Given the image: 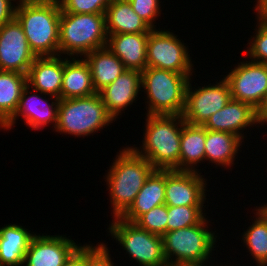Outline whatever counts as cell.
Masks as SVG:
<instances>
[{
  "mask_svg": "<svg viewBox=\"0 0 267 266\" xmlns=\"http://www.w3.org/2000/svg\"><path fill=\"white\" fill-rule=\"evenodd\" d=\"M130 261L139 266H168L164 256L162 236L140 228L136 223L115 217L107 228ZM122 246V247H121Z\"/></svg>",
  "mask_w": 267,
  "mask_h": 266,
  "instance_id": "ba28073f",
  "label": "cell"
},
{
  "mask_svg": "<svg viewBox=\"0 0 267 266\" xmlns=\"http://www.w3.org/2000/svg\"><path fill=\"white\" fill-rule=\"evenodd\" d=\"M107 48L129 70L143 71L147 67L149 33L107 34Z\"/></svg>",
  "mask_w": 267,
  "mask_h": 266,
  "instance_id": "d6986e66",
  "label": "cell"
},
{
  "mask_svg": "<svg viewBox=\"0 0 267 266\" xmlns=\"http://www.w3.org/2000/svg\"><path fill=\"white\" fill-rule=\"evenodd\" d=\"M205 206H167V232L199 224L209 213ZM204 210V211H203Z\"/></svg>",
  "mask_w": 267,
  "mask_h": 266,
  "instance_id": "f1b7e54d",
  "label": "cell"
},
{
  "mask_svg": "<svg viewBox=\"0 0 267 266\" xmlns=\"http://www.w3.org/2000/svg\"><path fill=\"white\" fill-rule=\"evenodd\" d=\"M167 205L162 204L141 215L134 223L146 231L163 236L167 232Z\"/></svg>",
  "mask_w": 267,
  "mask_h": 266,
  "instance_id": "f546056e",
  "label": "cell"
},
{
  "mask_svg": "<svg viewBox=\"0 0 267 266\" xmlns=\"http://www.w3.org/2000/svg\"><path fill=\"white\" fill-rule=\"evenodd\" d=\"M202 172L165 170L167 206H206L208 187ZM207 185V186H206Z\"/></svg>",
  "mask_w": 267,
  "mask_h": 266,
  "instance_id": "4fadbf2b",
  "label": "cell"
},
{
  "mask_svg": "<svg viewBox=\"0 0 267 266\" xmlns=\"http://www.w3.org/2000/svg\"><path fill=\"white\" fill-rule=\"evenodd\" d=\"M192 83L190 78L182 116L189 124L203 125L210 116L221 110L232 99L230 86L224 77L215 84L214 82L204 86L195 84L193 87Z\"/></svg>",
  "mask_w": 267,
  "mask_h": 266,
  "instance_id": "30bf717a",
  "label": "cell"
},
{
  "mask_svg": "<svg viewBox=\"0 0 267 266\" xmlns=\"http://www.w3.org/2000/svg\"><path fill=\"white\" fill-rule=\"evenodd\" d=\"M95 93L91 70L85 59L63 56L60 99L87 97Z\"/></svg>",
  "mask_w": 267,
  "mask_h": 266,
  "instance_id": "ffe728a7",
  "label": "cell"
},
{
  "mask_svg": "<svg viewBox=\"0 0 267 266\" xmlns=\"http://www.w3.org/2000/svg\"><path fill=\"white\" fill-rule=\"evenodd\" d=\"M136 14L152 28L156 29V20L162 13L160 0H128ZM155 23V24H154Z\"/></svg>",
  "mask_w": 267,
  "mask_h": 266,
  "instance_id": "d6a6232c",
  "label": "cell"
},
{
  "mask_svg": "<svg viewBox=\"0 0 267 266\" xmlns=\"http://www.w3.org/2000/svg\"><path fill=\"white\" fill-rule=\"evenodd\" d=\"M162 204H165V170L155 169L120 218L135 222L141 215Z\"/></svg>",
  "mask_w": 267,
  "mask_h": 266,
  "instance_id": "44dd1931",
  "label": "cell"
},
{
  "mask_svg": "<svg viewBox=\"0 0 267 266\" xmlns=\"http://www.w3.org/2000/svg\"><path fill=\"white\" fill-rule=\"evenodd\" d=\"M106 243L89 244V266H116Z\"/></svg>",
  "mask_w": 267,
  "mask_h": 266,
  "instance_id": "836d02e7",
  "label": "cell"
},
{
  "mask_svg": "<svg viewBox=\"0 0 267 266\" xmlns=\"http://www.w3.org/2000/svg\"><path fill=\"white\" fill-rule=\"evenodd\" d=\"M18 1L19 0H0V27L15 18Z\"/></svg>",
  "mask_w": 267,
  "mask_h": 266,
  "instance_id": "d590c367",
  "label": "cell"
},
{
  "mask_svg": "<svg viewBox=\"0 0 267 266\" xmlns=\"http://www.w3.org/2000/svg\"><path fill=\"white\" fill-rule=\"evenodd\" d=\"M88 63L95 91L98 93L120 76L126 68L107 47L95 49L84 56Z\"/></svg>",
  "mask_w": 267,
  "mask_h": 266,
  "instance_id": "484cf974",
  "label": "cell"
},
{
  "mask_svg": "<svg viewBox=\"0 0 267 266\" xmlns=\"http://www.w3.org/2000/svg\"><path fill=\"white\" fill-rule=\"evenodd\" d=\"M105 13L74 14L61 11L59 55L84 57L107 46Z\"/></svg>",
  "mask_w": 267,
  "mask_h": 266,
  "instance_id": "5b68a950",
  "label": "cell"
},
{
  "mask_svg": "<svg viewBox=\"0 0 267 266\" xmlns=\"http://www.w3.org/2000/svg\"><path fill=\"white\" fill-rule=\"evenodd\" d=\"M259 207L266 213V215H267V203H265V204H263V205H261L260 206V204H259Z\"/></svg>",
  "mask_w": 267,
  "mask_h": 266,
  "instance_id": "ab89813d",
  "label": "cell"
},
{
  "mask_svg": "<svg viewBox=\"0 0 267 266\" xmlns=\"http://www.w3.org/2000/svg\"><path fill=\"white\" fill-rule=\"evenodd\" d=\"M7 224L0 227V265L23 266L25 253L36 234L26 226Z\"/></svg>",
  "mask_w": 267,
  "mask_h": 266,
  "instance_id": "7402d4cb",
  "label": "cell"
},
{
  "mask_svg": "<svg viewBox=\"0 0 267 266\" xmlns=\"http://www.w3.org/2000/svg\"><path fill=\"white\" fill-rule=\"evenodd\" d=\"M247 59L237 62L223 77L229 83L232 99L251 104L258 110L267 93V64Z\"/></svg>",
  "mask_w": 267,
  "mask_h": 266,
  "instance_id": "8fae6325",
  "label": "cell"
},
{
  "mask_svg": "<svg viewBox=\"0 0 267 266\" xmlns=\"http://www.w3.org/2000/svg\"><path fill=\"white\" fill-rule=\"evenodd\" d=\"M39 93V94H38ZM42 95V96H41ZM48 97V98H47ZM51 100V103L49 102ZM59 99L46 95L30 86H26L22 92L18 108L13 117L1 128L3 131H10L16 126V121L21 116L26 127L38 131L49 127L56 128L58 121Z\"/></svg>",
  "mask_w": 267,
  "mask_h": 266,
  "instance_id": "7c38bea8",
  "label": "cell"
},
{
  "mask_svg": "<svg viewBox=\"0 0 267 266\" xmlns=\"http://www.w3.org/2000/svg\"><path fill=\"white\" fill-rule=\"evenodd\" d=\"M145 121L141 146L130 147L155 169L179 171L183 116L146 114Z\"/></svg>",
  "mask_w": 267,
  "mask_h": 266,
  "instance_id": "3957f363",
  "label": "cell"
},
{
  "mask_svg": "<svg viewBox=\"0 0 267 266\" xmlns=\"http://www.w3.org/2000/svg\"><path fill=\"white\" fill-rule=\"evenodd\" d=\"M105 22L107 34L150 33L152 30L128 0H112L105 12Z\"/></svg>",
  "mask_w": 267,
  "mask_h": 266,
  "instance_id": "d4e9b609",
  "label": "cell"
},
{
  "mask_svg": "<svg viewBox=\"0 0 267 266\" xmlns=\"http://www.w3.org/2000/svg\"><path fill=\"white\" fill-rule=\"evenodd\" d=\"M258 118L263 127L267 125V93L264 98L262 106L257 110Z\"/></svg>",
  "mask_w": 267,
  "mask_h": 266,
  "instance_id": "74e56055",
  "label": "cell"
},
{
  "mask_svg": "<svg viewBox=\"0 0 267 266\" xmlns=\"http://www.w3.org/2000/svg\"><path fill=\"white\" fill-rule=\"evenodd\" d=\"M254 35L248 39L246 57L252 61L267 64V28L257 21Z\"/></svg>",
  "mask_w": 267,
  "mask_h": 266,
  "instance_id": "4dcf8cb0",
  "label": "cell"
},
{
  "mask_svg": "<svg viewBox=\"0 0 267 266\" xmlns=\"http://www.w3.org/2000/svg\"><path fill=\"white\" fill-rule=\"evenodd\" d=\"M193 75L146 67L141 72V92L146 94L145 109L149 115H182L186 88Z\"/></svg>",
  "mask_w": 267,
  "mask_h": 266,
  "instance_id": "277c9868",
  "label": "cell"
},
{
  "mask_svg": "<svg viewBox=\"0 0 267 266\" xmlns=\"http://www.w3.org/2000/svg\"><path fill=\"white\" fill-rule=\"evenodd\" d=\"M141 91V71L126 69L111 84L98 93L106 107L107 112L114 118L125 114L128 107L137 103Z\"/></svg>",
  "mask_w": 267,
  "mask_h": 266,
  "instance_id": "e0dca14e",
  "label": "cell"
},
{
  "mask_svg": "<svg viewBox=\"0 0 267 266\" xmlns=\"http://www.w3.org/2000/svg\"><path fill=\"white\" fill-rule=\"evenodd\" d=\"M60 15L58 0L18 1L15 18L36 57L59 55Z\"/></svg>",
  "mask_w": 267,
  "mask_h": 266,
  "instance_id": "7a4b0ae2",
  "label": "cell"
},
{
  "mask_svg": "<svg viewBox=\"0 0 267 266\" xmlns=\"http://www.w3.org/2000/svg\"><path fill=\"white\" fill-rule=\"evenodd\" d=\"M242 139L233 133L206 130L205 162L230 170L233 167L239 151L243 147ZM241 146V147H240ZM237 156V157H236Z\"/></svg>",
  "mask_w": 267,
  "mask_h": 266,
  "instance_id": "603a6c76",
  "label": "cell"
},
{
  "mask_svg": "<svg viewBox=\"0 0 267 266\" xmlns=\"http://www.w3.org/2000/svg\"><path fill=\"white\" fill-rule=\"evenodd\" d=\"M209 223L207 216L197 225L166 232L162 236L168 266L200 263L214 258L211 256H214L213 251L216 250L220 237L217 236L216 230L211 229L212 224Z\"/></svg>",
  "mask_w": 267,
  "mask_h": 266,
  "instance_id": "8992f818",
  "label": "cell"
},
{
  "mask_svg": "<svg viewBox=\"0 0 267 266\" xmlns=\"http://www.w3.org/2000/svg\"><path fill=\"white\" fill-rule=\"evenodd\" d=\"M70 236L40 235L33 236L25 253L23 266H62L71 254L81 245ZM77 243V244H76Z\"/></svg>",
  "mask_w": 267,
  "mask_h": 266,
  "instance_id": "9a60e30c",
  "label": "cell"
},
{
  "mask_svg": "<svg viewBox=\"0 0 267 266\" xmlns=\"http://www.w3.org/2000/svg\"><path fill=\"white\" fill-rule=\"evenodd\" d=\"M122 148L103 176L109 191L112 218L120 217L130 207L143 184L155 170L146 158L137 154L129 145Z\"/></svg>",
  "mask_w": 267,
  "mask_h": 266,
  "instance_id": "6da1fadb",
  "label": "cell"
},
{
  "mask_svg": "<svg viewBox=\"0 0 267 266\" xmlns=\"http://www.w3.org/2000/svg\"><path fill=\"white\" fill-rule=\"evenodd\" d=\"M206 129L202 125L184 122L180 141L179 171L201 172L197 169L205 164ZM200 163V165H199Z\"/></svg>",
  "mask_w": 267,
  "mask_h": 266,
  "instance_id": "cb8c5ba5",
  "label": "cell"
},
{
  "mask_svg": "<svg viewBox=\"0 0 267 266\" xmlns=\"http://www.w3.org/2000/svg\"><path fill=\"white\" fill-rule=\"evenodd\" d=\"M211 261V262H210ZM212 261L215 262V259L213 260H208V261H204V262H200V263H186V264H177L174 266H215L214 262L212 263ZM211 263V264H210ZM216 266H219V264H217ZM220 266H223L222 263L220 264ZM224 266H227L226 264Z\"/></svg>",
  "mask_w": 267,
  "mask_h": 266,
  "instance_id": "f35d334b",
  "label": "cell"
},
{
  "mask_svg": "<svg viewBox=\"0 0 267 266\" xmlns=\"http://www.w3.org/2000/svg\"><path fill=\"white\" fill-rule=\"evenodd\" d=\"M254 13L256 14L255 20L267 28V0H256L254 1Z\"/></svg>",
  "mask_w": 267,
  "mask_h": 266,
  "instance_id": "8d00e7d4",
  "label": "cell"
},
{
  "mask_svg": "<svg viewBox=\"0 0 267 266\" xmlns=\"http://www.w3.org/2000/svg\"><path fill=\"white\" fill-rule=\"evenodd\" d=\"M61 11L74 14L105 13L112 0H58Z\"/></svg>",
  "mask_w": 267,
  "mask_h": 266,
  "instance_id": "1f68e13d",
  "label": "cell"
},
{
  "mask_svg": "<svg viewBox=\"0 0 267 266\" xmlns=\"http://www.w3.org/2000/svg\"><path fill=\"white\" fill-rule=\"evenodd\" d=\"M114 118L107 112L99 95L59 99L58 121L55 132L77 138L88 137L107 128Z\"/></svg>",
  "mask_w": 267,
  "mask_h": 266,
  "instance_id": "52a82bcc",
  "label": "cell"
},
{
  "mask_svg": "<svg viewBox=\"0 0 267 266\" xmlns=\"http://www.w3.org/2000/svg\"><path fill=\"white\" fill-rule=\"evenodd\" d=\"M62 266H89V243L81 244Z\"/></svg>",
  "mask_w": 267,
  "mask_h": 266,
  "instance_id": "e575fe53",
  "label": "cell"
},
{
  "mask_svg": "<svg viewBox=\"0 0 267 266\" xmlns=\"http://www.w3.org/2000/svg\"><path fill=\"white\" fill-rule=\"evenodd\" d=\"M63 56L36 57L27 73V85L36 91L60 99Z\"/></svg>",
  "mask_w": 267,
  "mask_h": 266,
  "instance_id": "ac0fdd59",
  "label": "cell"
},
{
  "mask_svg": "<svg viewBox=\"0 0 267 266\" xmlns=\"http://www.w3.org/2000/svg\"><path fill=\"white\" fill-rule=\"evenodd\" d=\"M164 27L152 29L147 40V67L170 70L183 75H193L196 70L188 45Z\"/></svg>",
  "mask_w": 267,
  "mask_h": 266,
  "instance_id": "9c48e42d",
  "label": "cell"
},
{
  "mask_svg": "<svg viewBox=\"0 0 267 266\" xmlns=\"http://www.w3.org/2000/svg\"><path fill=\"white\" fill-rule=\"evenodd\" d=\"M26 86L27 75L0 70V129L15 114Z\"/></svg>",
  "mask_w": 267,
  "mask_h": 266,
  "instance_id": "4316f807",
  "label": "cell"
},
{
  "mask_svg": "<svg viewBox=\"0 0 267 266\" xmlns=\"http://www.w3.org/2000/svg\"><path fill=\"white\" fill-rule=\"evenodd\" d=\"M253 209V222L241 235V243L257 266H267V215L259 206Z\"/></svg>",
  "mask_w": 267,
  "mask_h": 266,
  "instance_id": "83f0119b",
  "label": "cell"
},
{
  "mask_svg": "<svg viewBox=\"0 0 267 266\" xmlns=\"http://www.w3.org/2000/svg\"><path fill=\"white\" fill-rule=\"evenodd\" d=\"M202 126L206 130L233 133L244 141L247 137V134L244 135L245 130L263 125L259 121L257 110L251 104L231 99L221 110L210 116Z\"/></svg>",
  "mask_w": 267,
  "mask_h": 266,
  "instance_id": "2e32d148",
  "label": "cell"
},
{
  "mask_svg": "<svg viewBox=\"0 0 267 266\" xmlns=\"http://www.w3.org/2000/svg\"><path fill=\"white\" fill-rule=\"evenodd\" d=\"M35 58L16 18L0 27V70L27 75Z\"/></svg>",
  "mask_w": 267,
  "mask_h": 266,
  "instance_id": "5bb4252c",
  "label": "cell"
}]
</instances>
